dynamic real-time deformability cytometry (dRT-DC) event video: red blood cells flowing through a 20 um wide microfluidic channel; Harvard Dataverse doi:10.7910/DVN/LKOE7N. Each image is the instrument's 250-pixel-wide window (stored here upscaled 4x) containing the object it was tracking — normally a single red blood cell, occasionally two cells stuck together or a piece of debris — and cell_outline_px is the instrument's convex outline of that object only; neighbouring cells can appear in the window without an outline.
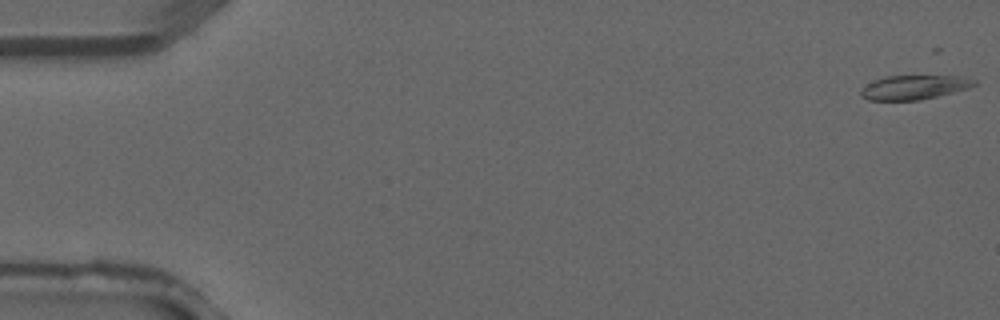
{"species": "common noctule bat (a hibernating species)", "species_latin": "Nyctalus noctula", "temperature_condition": "warm", "stored_images_in_passage": 4, "camera_frame_rate_fps": 3000, "um_per_image_px": 0.085, "animal": {"sex": "male", "forearm_length_mm": 52.5}, "frame": {"image": 1, "passage_image": 1, "time_ms": 0.0, "image_size_px": [1000, 320], "cell_outline_px": [[976, 84], [968, 88], [920, 100], [868, 100], [860, 96], [860, 88], [876, 80], [888, 76], [964, 76], [976, 80]], "centroid_in_image_um": [77.69, 7.42], "position_along_channel_um": 7.3, "area_um2": 15.84}}
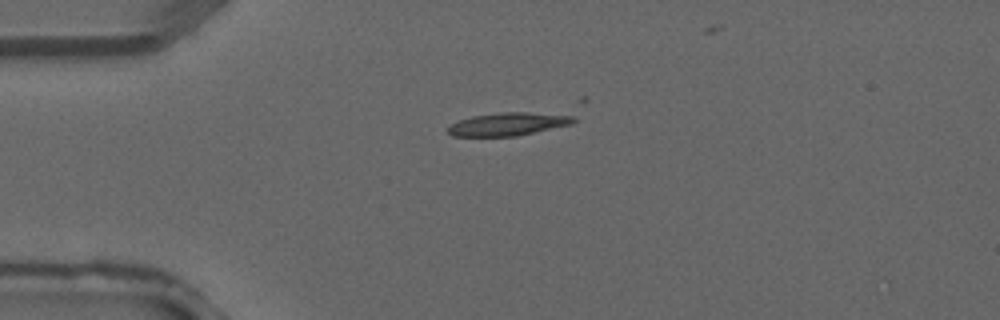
{"frame": {"image": 2, "passage_image": 3, "time_ms": 0.667, "image_size_px": [1000, 320], "cell_outline_px": [[576, 120], [572, 124], [516, 136], [452, 136], [448, 132], [448, 128], [452, 124], [460, 120], [472, 116], [500, 112], [576, 112]], "centroid_in_image_um": [43.39, 10.51], "position_along_channel_um": 41.6, "area_um2": 17.4}}